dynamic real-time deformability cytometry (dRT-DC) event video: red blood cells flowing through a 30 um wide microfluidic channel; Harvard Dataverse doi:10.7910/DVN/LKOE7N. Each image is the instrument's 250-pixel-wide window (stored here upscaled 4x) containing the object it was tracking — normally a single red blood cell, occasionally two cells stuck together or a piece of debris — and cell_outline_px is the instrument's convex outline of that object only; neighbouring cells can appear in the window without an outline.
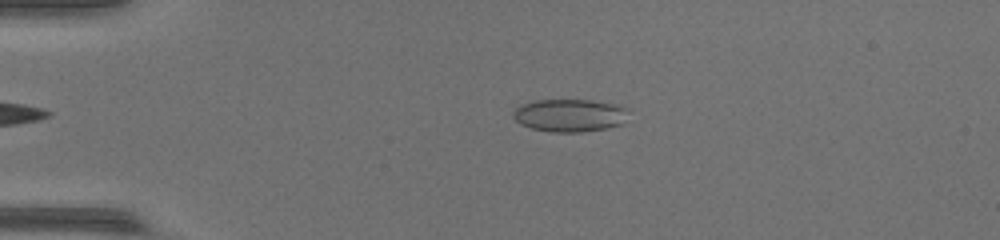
{"species": "common noctule bat (a hibernating species)", "species_latin": "Nyctalus noctula", "temperature_condition": "warm", "stored_images_in_passage": 42, "camera_frame_rate_fps": 3000, "um_per_image_px": 0.085, "animal": {"sex": "female", "body_mass_g": 17.0, "forearm_length_mm": 48.0}, "frame": {"image": 1, "passage_image": 8, "time_ms": 2.333, "image_size_px": [1000, 240], "cell_outline_px": [[628, 108], [620, 124], [604, 128], [580, 132], [552, 132], [532, 128], [516, 120], [512, 116], [512, 112], [516, 108], [524, 104], [536, 100], [592, 100], [612, 104]], "centroid_in_image_um": [48.38, 9.8], "position_along_channel_um": 36.6, "area_um2": 21.44}}
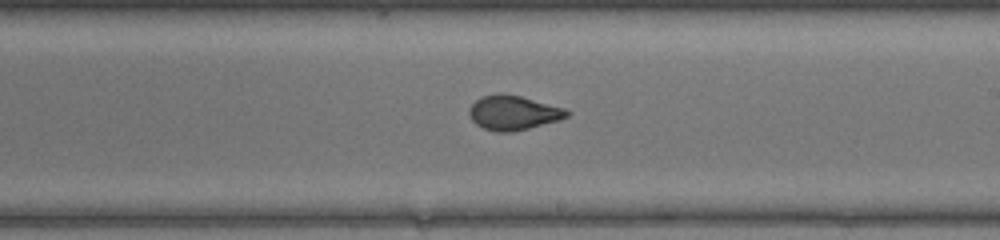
{"frame": {"image": 2, "passage_image": 27, "time_ms": 8.667, "image_size_px": [1000, 240], "cell_outline_px": [[572, 112], [568, 116], [560, 120], [512, 132], [496, 132], [484, 128], [476, 124], [472, 120], [468, 112], [468, 108], [476, 100], [484, 96], [500, 92], [504, 92], [520, 96], [564, 108]], "centroid_in_image_um": [43.62, 9.58], "position_along_channel_um": 245.4, "area_um2": 19.65}}
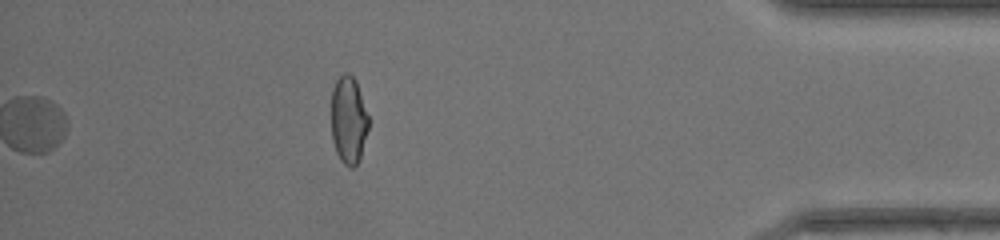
{"frame": {"image": 3, "passage_image": 42, "time_ms": 13.667, "image_size_px": [1000, 240], "cell_outline_px": [[368, 128], [360, 156], [356, 164], [352, 168], [344, 164], [340, 160], [336, 152], [332, 140], [332, 88], [336, 80], [344, 72], [348, 72], [356, 80], [368, 116]], "centroid_in_image_um": [29.61, 10.18], "position_along_channel_um": 405.6, "area_um2": 18.84}}